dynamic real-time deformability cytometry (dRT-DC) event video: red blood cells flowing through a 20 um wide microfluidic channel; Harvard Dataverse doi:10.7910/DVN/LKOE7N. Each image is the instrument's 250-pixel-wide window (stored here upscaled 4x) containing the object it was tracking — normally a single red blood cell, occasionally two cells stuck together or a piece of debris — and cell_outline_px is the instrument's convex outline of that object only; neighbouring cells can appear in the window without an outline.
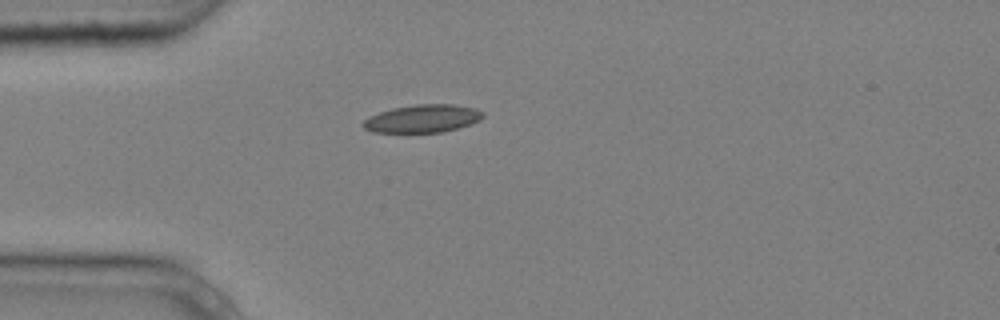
{"species": "common noctule bat (a hibernating species)", "species_latin": "Nyctalus noctula", "temperature_condition": "cold", "stored_images_in_passage": 1, "camera_frame_rate_fps": 3000, "um_per_image_px": 0.085, "animal": {"sex": "male", "body_mass_g": 20.4}, "frame": {"image": 1, "passage_image": 1, "time_ms": 0.0, "image_size_px": [1000, 320], "cell_outline_px": [[484, 116], [480, 120], [472, 124], [440, 132], [372, 132], [364, 128], [360, 124], [368, 116], [392, 108], [416, 104], [452, 104], [476, 108], [484, 112]], "centroid_in_image_um": [35.92, 10.07], "position_along_channel_um": 49.1, "area_um2": 19.54}}